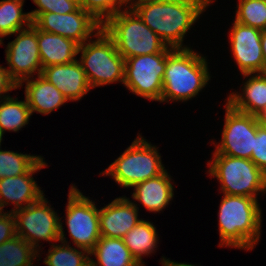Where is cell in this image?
Returning a JSON list of instances; mask_svg holds the SVG:
<instances>
[{"instance_id":"obj_1","label":"cell","mask_w":266,"mask_h":266,"mask_svg":"<svg viewBox=\"0 0 266 266\" xmlns=\"http://www.w3.org/2000/svg\"><path fill=\"white\" fill-rule=\"evenodd\" d=\"M213 0L131 1L130 7L162 41L173 49L182 46L185 34Z\"/></svg>"},{"instance_id":"obj_2","label":"cell","mask_w":266,"mask_h":266,"mask_svg":"<svg viewBox=\"0 0 266 266\" xmlns=\"http://www.w3.org/2000/svg\"><path fill=\"white\" fill-rule=\"evenodd\" d=\"M252 197L224 194L218 212L220 247L252 250L260 239L262 210Z\"/></svg>"},{"instance_id":"obj_3","label":"cell","mask_w":266,"mask_h":266,"mask_svg":"<svg viewBox=\"0 0 266 266\" xmlns=\"http://www.w3.org/2000/svg\"><path fill=\"white\" fill-rule=\"evenodd\" d=\"M206 60L190 48L173 49L167 55L160 103L183 102L198 95L211 78Z\"/></svg>"},{"instance_id":"obj_4","label":"cell","mask_w":266,"mask_h":266,"mask_svg":"<svg viewBox=\"0 0 266 266\" xmlns=\"http://www.w3.org/2000/svg\"><path fill=\"white\" fill-rule=\"evenodd\" d=\"M102 29L114 41L117 51L124 59L145 54L170 53L173 50L131 7L110 17L102 25Z\"/></svg>"},{"instance_id":"obj_5","label":"cell","mask_w":266,"mask_h":266,"mask_svg":"<svg viewBox=\"0 0 266 266\" xmlns=\"http://www.w3.org/2000/svg\"><path fill=\"white\" fill-rule=\"evenodd\" d=\"M207 165L223 194L257 199L258 194L266 193V174L250 159L213 154Z\"/></svg>"},{"instance_id":"obj_6","label":"cell","mask_w":266,"mask_h":266,"mask_svg":"<svg viewBox=\"0 0 266 266\" xmlns=\"http://www.w3.org/2000/svg\"><path fill=\"white\" fill-rule=\"evenodd\" d=\"M95 38L79 45L78 50V53H81L79 63L85 71L91 89L114 82L123 84L125 59L103 29L95 35Z\"/></svg>"},{"instance_id":"obj_7","label":"cell","mask_w":266,"mask_h":266,"mask_svg":"<svg viewBox=\"0 0 266 266\" xmlns=\"http://www.w3.org/2000/svg\"><path fill=\"white\" fill-rule=\"evenodd\" d=\"M164 171L157 146L148 143L139 134L123 154L102 171V175L111 176L123 188H132Z\"/></svg>"},{"instance_id":"obj_8","label":"cell","mask_w":266,"mask_h":266,"mask_svg":"<svg viewBox=\"0 0 266 266\" xmlns=\"http://www.w3.org/2000/svg\"><path fill=\"white\" fill-rule=\"evenodd\" d=\"M168 54H145L125 59L124 86L135 95L160 102Z\"/></svg>"},{"instance_id":"obj_9","label":"cell","mask_w":266,"mask_h":266,"mask_svg":"<svg viewBox=\"0 0 266 266\" xmlns=\"http://www.w3.org/2000/svg\"><path fill=\"white\" fill-rule=\"evenodd\" d=\"M66 225L75 247L89 252L101 238L99 209L89 197L71 185L66 206Z\"/></svg>"},{"instance_id":"obj_10","label":"cell","mask_w":266,"mask_h":266,"mask_svg":"<svg viewBox=\"0 0 266 266\" xmlns=\"http://www.w3.org/2000/svg\"><path fill=\"white\" fill-rule=\"evenodd\" d=\"M43 196L40 200L14 212L16 235L37 252L40 240L59 242L61 218Z\"/></svg>"},{"instance_id":"obj_11","label":"cell","mask_w":266,"mask_h":266,"mask_svg":"<svg viewBox=\"0 0 266 266\" xmlns=\"http://www.w3.org/2000/svg\"><path fill=\"white\" fill-rule=\"evenodd\" d=\"M225 108L222 139L213 154L251 159L259 125L257 116L237 111L228 103Z\"/></svg>"},{"instance_id":"obj_12","label":"cell","mask_w":266,"mask_h":266,"mask_svg":"<svg viewBox=\"0 0 266 266\" xmlns=\"http://www.w3.org/2000/svg\"><path fill=\"white\" fill-rule=\"evenodd\" d=\"M19 34L9 42L6 50V70L17 85L34 76L41 75L42 65L37 41V27L32 23L29 27L17 31Z\"/></svg>"},{"instance_id":"obj_13","label":"cell","mask_w":266,"mask_h":266,"mask_svg":"<svg viewBox=\"0 0 266 266\" xmlns=\"http://www.w3.org/2000/svg\"><path fill=\"white\" fill-rule=\"evenodd\" d=\"M33 24L41 31L61 35L79 45L92 39L91 36L102 29V24L81 7L66 14L42 13Z\"/></svg>"},{"instance_id":"obj_14","label":"cell","mask_w":266,"mask_h":266,"mask_svg":"<svg viewBox=\"0 0 266 266\" xmlns=\"http://www.w3.org/2000/svg\"><path fill=\"white\" fill-rule=\"evenodd\" d=\"M230 32V46L241 74L264 73L261 47L262 31L234 21Z\"/></svg>"},{"instance_id":"obj_15","label":"cell","mask_w":266,"mask_h":266,"mask_svg":"<svg viewBox=\"0 0 266 266\" xmlns=\"http://www.w3.org/2000/svg\"><path fill=\"white\" fill-rule=\"evenodd\" d=\"M43 159L41 158L27 173L0 179V205L2 209L11 201L14 208L10 212H14L37 202L44 196L43 191L32 177L34 173L47 166Z\"/></svg>"},{"instance_id":"obj_16","label":"cell","mask_w":266,"mask_h":266,"mask_svg":"<svg viewBox=\"0 0 266 266\" xmlns=\"http://www.w3.org/2000/svg\"><path fill=\"white\" fill-rule=\"evenodd\" d=\"M137 205L122 196L99 209L101 236L123 238L141 220L138 218Z\"/></svg>"},{"instance_id":"obj_17","label":"cell","mask_w":266,"mask_h":266,"mask_svg":"<svg viewBox=\"0 0 266 266\" xmlns=\"http://www.w3.org/2000/svg\"><path fill=\"white\" fill-rule=\"evenodd\" d=\"M41 76L53 84L68 101L80 100L91 90L79 60L45 67Z\"/></svg>"},{"instance_id":"obj_18","label":"cell","mask_w":266,"mask_h":266,"mask_svg":"<svg viewBox=\"0 0 266 266\" xmlns=\"http://www.w3.org/2000/svg\"><path fill=\"white\" fill-rule=\"evenodd\" d=\"M25 85V99L31 113L37 112L47 115L64 105L68 99L44 77L38 75L37 78H27L18 84V89Z\"/></svg>"},{"instance_id":"obj_19","label":"cell","mask_w":266,"mask_h":266,"mask_svg":"<svg viewBox=\"0 0 266 266\" xmlns=\"http://www.w3.org/2000/svg\"><path fill=\"white\" fill-rule=\"evenodd\" d=\"M171 177L165 170L162 174L133 186V199L150 212H160L169 205L174 196Z\"/></svg>"},{"instance_id":"obj_20","label":"cell","mask_w":266,"mask_h":266,"mask_svg":"<svg viewBox=\"0 0 266 266\" xmlns=\"http://www.w3.org/2000/svg\"><path fill=\"white\" fill-rule=\"evenodd\" d=\"M242 75L250 76L243 84V93L233 92L226 101L237 111L257 116L266 109V72Z\"/></svg>"},{"instance_id":"obj_21","label":"cell","mask_w":266,"mask_h":266,"mask_svg":"<svg viewBox=\"0 0 266 266\" xmlns=\"http://www.w3.org/2000/svg\"><path fill=\"white\" fill-rule=\"evenodd\" d=\"M37 41L42 69L51 65L68 64L76 60L79 44L61 35L37 28Z\"/></svg>"},{"instance_id":"obj_22","label":"cell","mask_w":266,"mask_h":266,"mask_svg":"<svg viewBox=\"0 0 266 266\" xmlns=\"http://www.w3.org/2000/svg\"><path fill=\"white\" fill-rule=\"evenodd\" d=\"M94 255L97 261L90 258V266H141L131 255L124 244L123 238H107L101 236L90 257Z\"/></svg>"},{"instance_id":"obj_23","label":"cell","mask_w":266,"mask_h":266,"mask_svg":"<svg viewBox=\"0 0 266 266\" xmlns=\"http://www.w3.org/2000/svg\"><path fill=\"white\" fill-rule=\"evenodd\" d=\"M157 236L153 223L141 219L134 228L127 232L123 241L137 262L145 266L142 256L151 255L155 251L159 240Z\"/></svg>"},{"instance_id":"obj_24","label":"cell","mask_w":266,"mask_h":266,"mask_svg":"<svg viewBox=\"0 0 266 266\" xmlns=\"http://www.w3.org/2000/svg\"><path fill=\"white\" fill-rule=\"evenodd\" d=\"M59 239L62 242L61 245L53 243L43 263L47 266H90V252L83 248L70 247L71 245L67 244L62 223H60Z\"/></svg>"},{"instance_id":"obj_25","label":"cell","mask_w":266,"mask_h":266,"mask_svg":"<svg viewBox=\"0 0 266 266\" xmlns=\"http://www.w3.org/2000/svg\"><path fill=\"white\" fill-rule=\"evenodd\" d=\"M33 115L26 102L18 101L11 96L0 101V130L4 134L6 130L17 132L29 123Z\"/></svg>"},{"instance_id":"obj_26","label":"cell","mask_w":266,"mask_h":266,"mask_svg":"<svg viewBox=\"0 0 266 266\" xmlns=\"http://www.w3.org/2000/svg\"><path fill=\"white\" fill-rule=\"evenodd\" d=\"M39 253L18 235L0 245V266H33Z\"/></svg>"},{"instance_id":"obj_27","label":"cell","mask_w":266,"mask_h":266,"mask_svg":"<svg viewBox=\"0 0 266 266\" xmlns=\"http://www.w3.org/2000/svg\"><path fill=\"white\" fill-rule=\"evenodd\" d=\"M23 4L24 0L0 1V35L2 37L13 35L32 24L29 13H23Z\"/></svg>"},{"instance_id":"obj_28","label":"cell","mask_w":266,"mask_h":266,"mask_svg":"<svg viewBox=\"0 0 266 266\" xmlns=\"http://www.w3.org/2000/svg\"><path fill=\"white\" fill-rule=\"evenodd\" d=\"M42 156L3 151L0 148V179L27 173Z\"/></svg>"},{"instance_id":"obj_29","label":"cell","mask_w":266,"mask_h":266,"mask_svg":"<svg viewBox=\"0 0 266 266\" xmlns=\"http://www.w3.org/2000/svg\"><path fill=\"white\" fill-rule=\"evenodd\" d=\"M235 21L266 30V0H239Z\"/></svg>"},{"instance_id":"obj_30","label":"cell","mask_w":266,"mask_h":266,"mask_svg":"<svg viewBox=\"0 0 266 266\" xmlns=\"http://www.w3.org/2000/svg\"><path fill=\"white\" fill-rule=\"evenodd\" d=\"M128 4V6H127ZM131 0H79V5L102 25L118 12L129 8ZM127 7V8H126Z\"/></svg>"},{"instance_id":"obj_31","label":"cell","mask_w":266,"mask_h":266,"mask_svg":"<svg viewBox=\"0 0 266 266\" xmlns=\"http://www.w3.org/2000/svg\"><path fill=\"white\" fill-rule=\"evenodd\" d=\"M38 7L29 12L32 23L42 14L47 12L66 14L76 11L80 5L79 0H32Z\"/></svg>"},{"instance_id":"obj_32","label":"cell","mask_w":266,"mask_h":266,"mask_svg":"<svg viewBox=\"0 0 266 266\" xmlns=\"http://www.w3.org/2000/svg\"><path fill=\"white\" fill-rule=\"evenodd\" d=\"M266 174V127L258 125L251 159Z\"/></svg>"},{"instance_id":"obj_33","label":"cell","mask_w":266,"mask_h":266,"mask_svg":"<svg viewBox=\"0 0 266 266\" xmlns=\"http://www.w3.org/2000/svg\"><path fill=\"white\" fill-rule=\"evenodd\" d=\"M16 236L15 218L12 212L0 216V245Z\"/></svg>"},{"instance_id":"obj_34","label":"cell","mask_w":266,"mask_h":266,"mask_svg":"<svg viewBox=\"0 0 266 266\" xmlns=\"http://www.w3.org/2000/svg\"><path fill=\"white\" fill-rule=\"evenodd\" d=\"M17 88V83L10 77L6 68L0 66V100L9 97V95L4 94H7L9 91H12L13 89L15 90Z\"/></svg>"},{"instance_id":"obj_35","label":"cell","mask_w":266,"mask_h":266,"mask_svg":"<svg viewBox=\"0 0 266 266\" xmlns=\"http://www.w3.org/2000/svg\"><path fill=\"white\" fill-rule=\"evenodd\" d=\"M261 47L263 51L264 73H265L266 72V30L262 31L261 34Z\"/></svg>"},{"instance_id":"obj_36","label":"cell","mask_w":266,"mask_h":266,"mask_svg":"<svg viewBox=\"0 0 266 266\" xmlns=\"http://www.w3.org/2000/svg\"><path fill=\"white\" fill-rule=\"evenodd\" d=\"M161 261H162L161 262L162 266H195L194 264H189V263L186 264V263L174 262L169 259H166L165 257H163Z\"/></svg>"},{"instance_id":"obj_37","label":"cell","mask_w":266,"mask_h":266,"mask_svg":"<svg viewBox=\"0 0 266 266\" xmlns=\"http://www.w3.org/2000/svg\"><path fill=\"white\" fill-rule=\"evenodd\" d=\"M259 125L266 127V109L257 115Z\"/></svg>"},{"instance_id":"obj_38","label":"cell","mask_w":266,"mask_h":266,"mask_svg":"<svg viewBox=\"0 0 266 266\" xmlns=\"http://www.w3.org/2000/svg\"><path fill=\"white\" fill-rule=\"evenodd\" d=\"M131 1H169V0H131Z\"/></svg>"},{"instance_id":"obj_39","label":"cell","mask_w":266,"mask_h":266,"mask_svg":"<svg viewBox=\"0 0 266 266\" xmlns=\"http://www.w3.org/2000/svg\"><path fill=\"white\" fill-rule=\"evenodd\" d=\"M3 136V133H2V131L0 130V146H1V141H2V137ZM1 148V147H0Z\"/></svg>"},{"instance_id":"obj_40","label":"cell","mask_w":266,"mask_h":266,"mask_svg":"<svg viewBox=\"0 0 266 266\" xmlns=\"http://www.w3.org/2000/svg\"><path fill=\"white\" fill-rule=\"evenodd\" d=\"M3 211H4V209H2V207L0 205V216L4 213Z\"/></svg>"},{"instance_id":"obj_41","label":"cell","mask_w":266,"mask_h":266,"mask_svg":"<svg viewBox=\"0 0 266 266\" xmlns=\"http://www.w3.org/2000/svg\"><path fill=\"white\" fill-rule=\"evenodd\" d=\"M2 36L0 35V45L3 43V41H2Z\"/></svg>"}]
</instances>
